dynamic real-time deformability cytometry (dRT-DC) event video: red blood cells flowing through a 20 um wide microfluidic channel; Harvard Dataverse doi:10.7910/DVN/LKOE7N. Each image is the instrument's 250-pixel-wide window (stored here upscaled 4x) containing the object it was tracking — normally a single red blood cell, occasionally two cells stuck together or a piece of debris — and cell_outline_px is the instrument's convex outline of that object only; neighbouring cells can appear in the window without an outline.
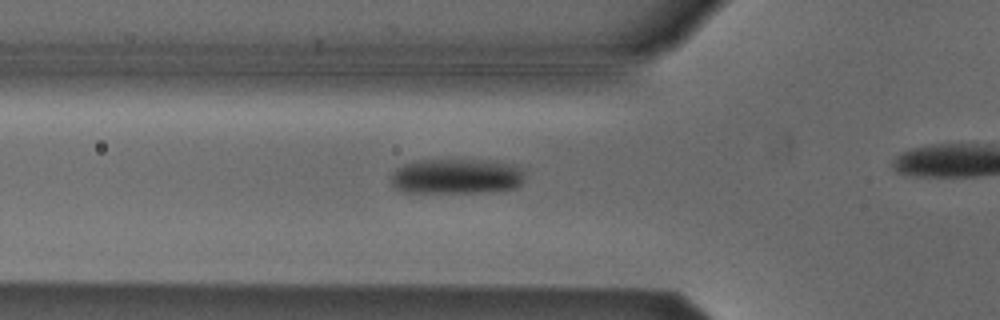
{"species": "Egyptian fruit bat (a non-hibernating species)", "species_latin": "Rousettus aegyptiacus", "temperature_condition": "cold", "stored_images_in_passage": 13, "camera_frame_rate_fps": 3000, "um_per_image_px": 0.085, "animal": {"sex": "male"}, "frame": {"image": 1, "passage_image": 8, "time_ms": 2.333, "image_size_px": [1000, 320], "cell_outline_px": [[524, 180], [516, 188], [480, 192], [400, 192], [392, 184], [392, 172], [396, 168], [404, 164], [416, 160], [496, 160], [516, 164], [524, 172]], "centroid_in_image_um": [38.82, 14.97], "position_along_channel_um": 87.0, "area_um2": 27.74}}
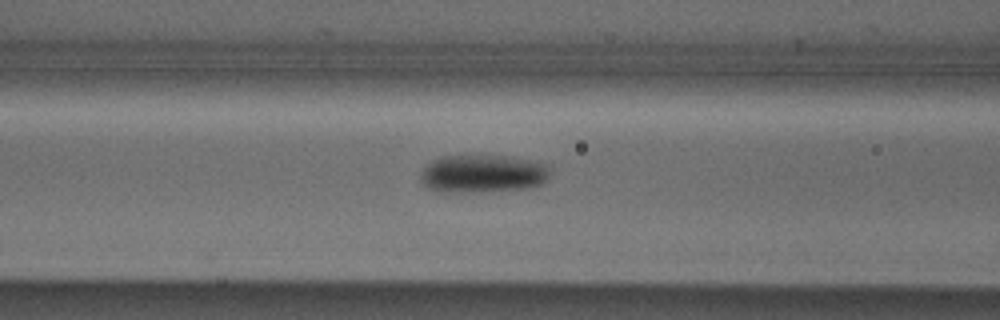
{"frame": {"image": 2, "passage_image": 11, "time_ms": 3.333, "image_size_px": [1000, 320], "cell_outline_px": [[548, 172], [544, 180], [540, 184], [528, 188], [468, 192], [440, 192], [428, 188], [420, 180], [420, 172], [432, 160], [440, 156], [508, 156], [548, 164]], "centroid_in_image_um": [40.97, 14.76], "position_along_channel_um": 125.6, "area_um2": 28.38}}